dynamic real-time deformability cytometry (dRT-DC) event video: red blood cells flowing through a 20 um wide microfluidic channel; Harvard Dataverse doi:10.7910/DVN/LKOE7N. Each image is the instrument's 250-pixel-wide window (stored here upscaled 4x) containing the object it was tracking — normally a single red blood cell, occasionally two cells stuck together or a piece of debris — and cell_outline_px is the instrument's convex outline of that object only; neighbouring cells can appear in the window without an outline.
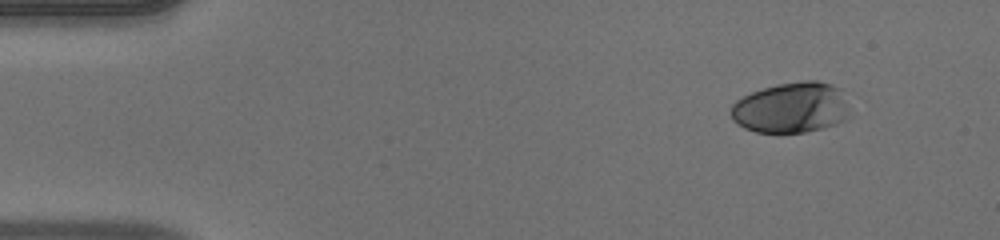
{"species": "human", "species_latin": "Homo sapiens", "temperature_condition": "warm", "stored_images_in_passage": 47, "camera_frame_rate_fps": 3000, "um_per_image_px": 0.085, "donor": {"sex": "male"}, "frame": {"image": 1, "passage_image": 1, "time_ms": 0.0, "image_size_px": [1000, 240], "cell_outline_px": [[844, 120], [836, 124], [824, 128], [804, 132], [756, 132], [744, 128], [732, 120], [732, 104], [736, 100], [752, 92], [776, 84], [800, 80], [816, 80], [832, 84], [840, 88]], "centroid_in_image_um": [67.16, 9.14], "position_along_channel_um": 17.8, "area_um2": 34.33}}
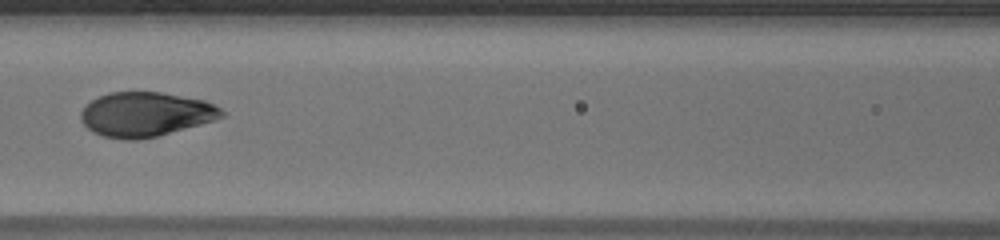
{"frame": {"image": 2, "passage_image": 19, "time_ms": 6.0, "image_size_px": [1000, 240], "cell_outline_px": [[224, 116], [216, 120], [156, 136], [136, 140], [124, 140], [104, 136], [92, 132], [80, 120], [80, 112], [92, 100], [108, 92], [160, 92], [204, 100], [220, 108], [224, 112]], "centroid_in_image_um": [12.36, 9.72], "position_along_channel_um": 154.2, "area_um2": 36.3}}
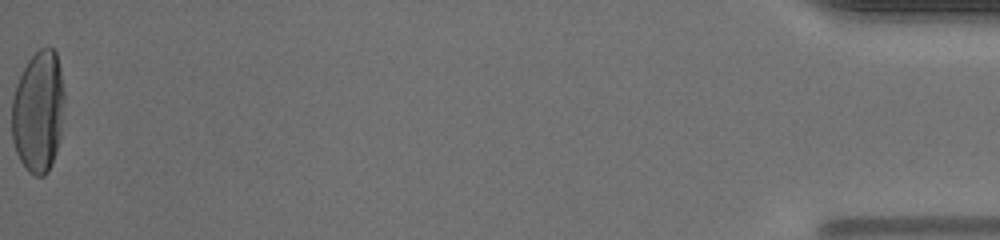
{"frame": {"image": 3, "passage_image": 47, "time_ms": 15.333, "image_size_px": [1000, 240], "cell_outline_px": [[64, 104], [60, 140], [52, 164], [48, 172], [44, 176], [36, 176], [28, 172], [20, 160], [16, 152], [12, 140], [12, 100], [16, 84], [28, 60], [40, 48], [52, 48], [56, 52], [60, 68], [64, 92]], "centroid_in_image_um": [3.26, 9.52], "position_along_channel_um": 431.9, "area_um2": 37.51}, "authors_computed_cell_mechanics": {"area_um2": 36.5296, "velocity_mm_per_s": 4.047, "shape_relaxation_time_tau1_ms": 4.2737, "shape_relaxation_time_tau2_ms": null, "deformation_change_tau1": 0.2217, "deformation_change_tau2": null}}